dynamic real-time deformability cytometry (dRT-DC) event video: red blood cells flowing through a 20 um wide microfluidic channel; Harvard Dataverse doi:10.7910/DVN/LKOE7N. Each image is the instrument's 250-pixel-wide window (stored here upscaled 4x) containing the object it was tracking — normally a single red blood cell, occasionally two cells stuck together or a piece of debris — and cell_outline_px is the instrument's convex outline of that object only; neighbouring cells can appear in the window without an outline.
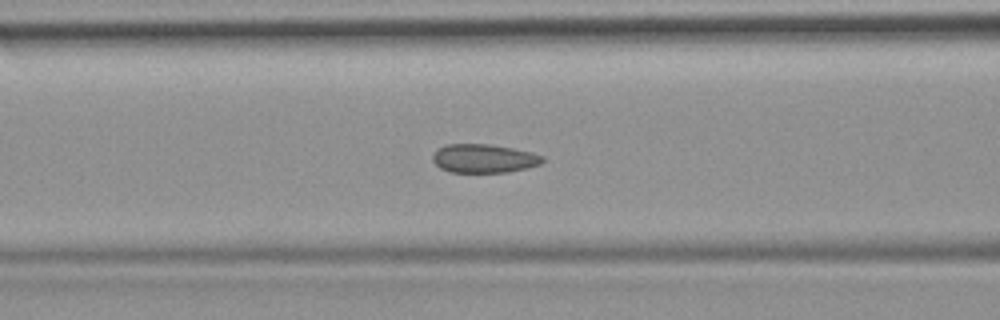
{"species": "common noctule bat (a hibernating species)", "species_latin": "Nyctalus noctula", "temperature_condition": "room temperature", "stored_images_in_passage": 25, "camera_frame_rate_fps": 3000, "um_per_image_px": 0.085, "animal": {"sex": "female", "body_mass_g": 19.9}, "frame": {"image": 1, "passage_image": 11, "time_ms": 3.333, "image_size_px": [1000, 320], "cell_outline_px": [[544, 160], [540, 164], [528, 168], [508, 172], [448, 172], [440, 168], [432, 160], [432, 156], [444, 144], [488, 144], [512, 148], [532, 152], [544, 156]], "centroid_in_image_um": [41.14, 13.47], "position_along_channel_um": 125.5, "area_um2": 18.38}}
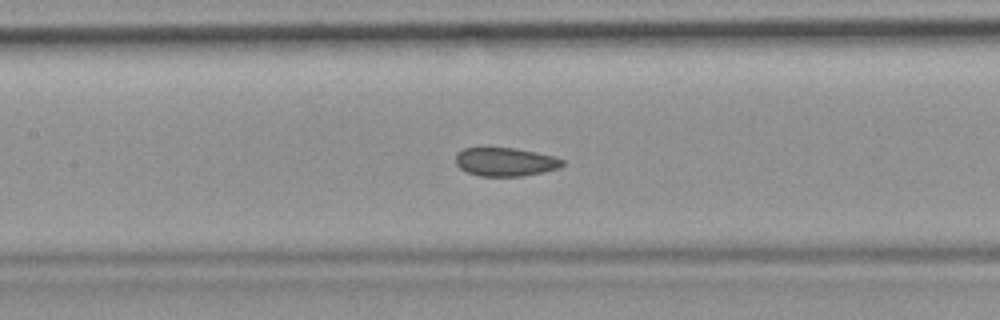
{"frame": {"image": 2, "passage_image": 14, "time_ms": 4.333, "image_size_px": [1000, 320], "cell_outline_px": [[564, 164], [560, 168], [544, 172], [524, 176], [480, 176], [468, 172], [460, 168], [456, 164], [456, 156], [464, 148], [516, 148], [536, 152], [552, 156], [564, 160]], "centroid_in_image_um": [42.99, 13.77], "position_along_channel_um": 164.4, "area_um2": 17.69}}